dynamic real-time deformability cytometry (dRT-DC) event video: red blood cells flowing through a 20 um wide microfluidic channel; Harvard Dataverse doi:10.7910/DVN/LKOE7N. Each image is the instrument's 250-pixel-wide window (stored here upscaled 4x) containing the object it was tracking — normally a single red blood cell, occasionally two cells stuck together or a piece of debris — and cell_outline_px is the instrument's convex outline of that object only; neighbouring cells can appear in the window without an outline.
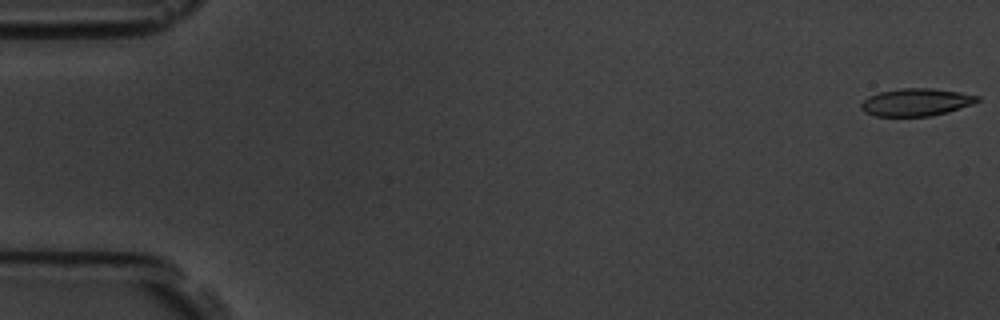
{"species": "common noctule bat (a hibernating species)", "species_latin": "Nyctalus noctula", "temperature_condition": "room temperature", "stored_images_in_passage": 10, "camera_frame_rate_fps": 3000, "um_per_image_px": 0.085, "animal": {"sex": "male", "body_mass_g": 19.5, "forearm_length_mm": 54.6}, "frame": {"image": 1, "passage_image": 1, "time_ms": 0.0, "image_size_px": [1000, 320], "cell_outline_px": [[980, 100], [972, 104], [948, 112], [932, 116], [876, 116], [864, 112], [860, 108], [860, 104], [868, 96], [880, 92], [900, 88], [932, 88], [960, 92], [980, 96]], "centroid_in_image_um": [77.87, 8.68], "position_along_channel_um": 7.1, "area_um2": 18.73}}
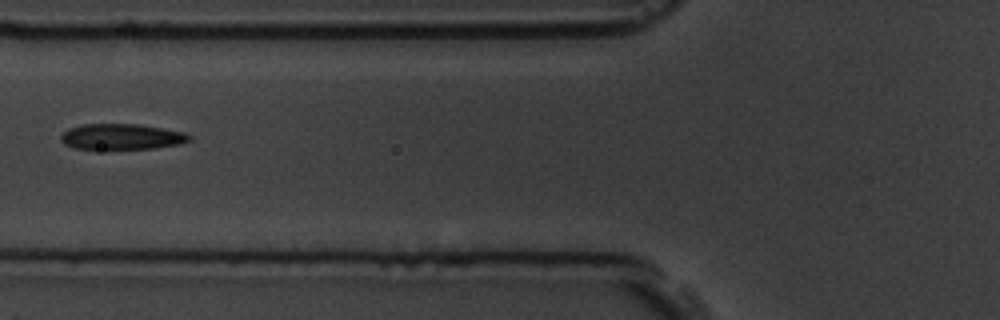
{"frame": {"image": 2, "passage_image": 7, "time_ms": 7.0, "image_size_px": [1000, 320], "cell_outline_px": [[192, 140], [180, 144], [152, 148], [72, 148], [64, 144], [60, 140], [60, 136], [68, 128], [80, 124], [140, 124], [184, 132], [192, 136]], "centroid_in_image_um": [10.34, 11.6], "position_along_channel_um": 115.5, "area_um2": 19.19}}
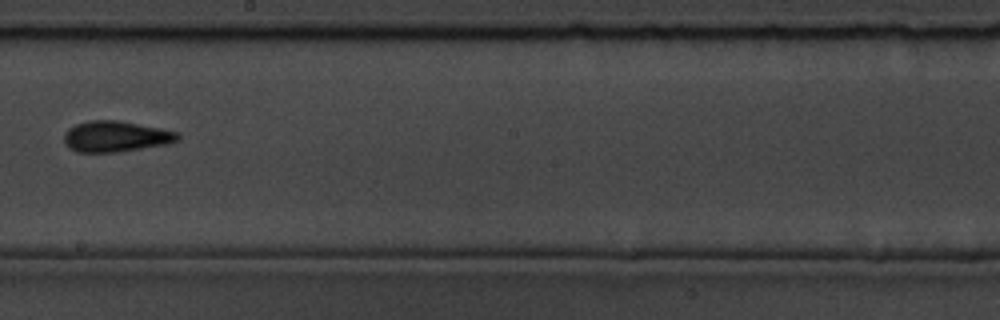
{"frame": {"image": 3, "passage_image": 10, "time_ms": 10.333, "image_size_px": [1000, 320], "cell_outline_px": [[180, 140], [168, 144], [116, 152], [76, 152], [68, 148], [64, 140], [64, 132], [68, 128], [76, 124], [88, 120], [120, 120], [180, 132]], "centroid_in_image_um": [9.85, 11.59], "position_along_channel_um": 238.4, "area_um2": 20.69}}